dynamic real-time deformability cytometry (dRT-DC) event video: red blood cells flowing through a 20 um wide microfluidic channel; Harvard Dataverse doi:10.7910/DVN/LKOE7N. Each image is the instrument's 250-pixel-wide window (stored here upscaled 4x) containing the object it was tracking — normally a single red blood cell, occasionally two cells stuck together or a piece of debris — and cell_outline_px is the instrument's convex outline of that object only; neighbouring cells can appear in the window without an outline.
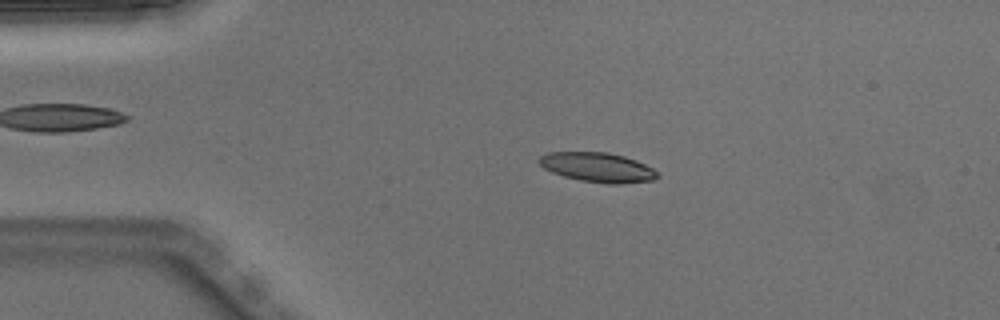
{"species": "Egyptian fruit bat (a non-hibernating species)", "species_latin": "Rousettus aegyptiacus", "temperature_condition": "warm", "stored_images_in_passage": 50, "camera_frame_rate_fps": 3000, "um_per_image_px": 0.085, "animal": {"sex": "male"}, "frame": {"image": 1, "passage_image": 10, "time_ms": 3.0, "image_size_px": [1000, 320], "cell_outline_px": [[660, 176], [652, 180], [620, 184], [608, 184], [580, 180], [564, 176], [552, 172], [544, 168], [536, 160], [540, 156], [548, 152], [608, 152], [624, 156], [636, 160], [652, 168]], "centroid_in_image_um": [50.78, 14.22], "position_along_channel_um": 34.2, "area_um2": 20.35}}
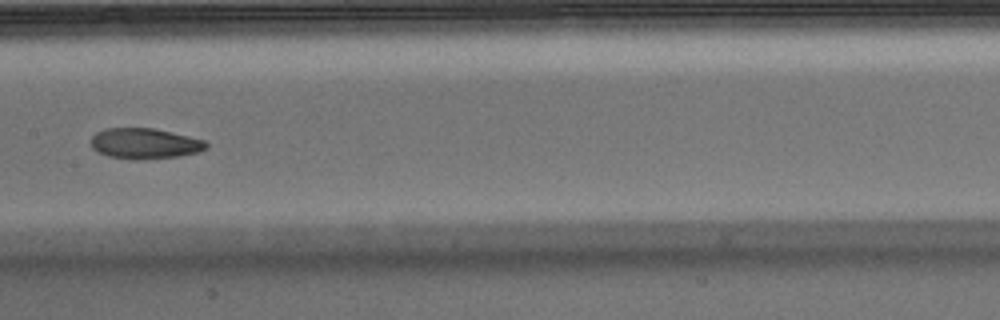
{"frame": {"image": 2, "passage_image": 25, "time_ms": 8.0, "image_size_px": [1000, 320], "cell_outline_px": [[208, 148], [200, 152], [180, 156], [144, 160], [132, 160], [108, 156], [96, 152], [92, 148], [92, 136], [96, 132], [104, 128], [152, 128], [188, 136], [204, 140], [208, 144]], "centroid_in_image_um": [12.3, 12.22], "position_along_channel_um": 195.1, "area_um2": 20.81}}
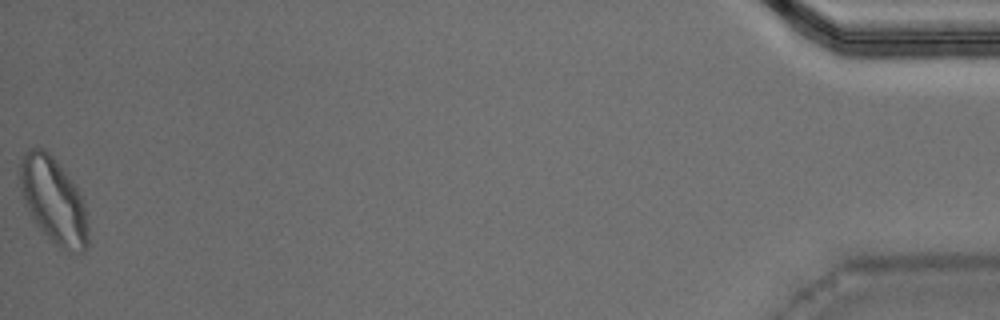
{"frame": {"image": 3, "passage_image": 50, "time_ms": 16.333, "image_size_px": [1000, 320], "cell_outline_px": [[88, 244], [84, 252], [72, 256], [60, 248], [32, 220], [28, 212], [20, 188], [20, 160], [24, 152], [28, 148], [44, 148], [52, 156], [80, 192], [84, 200], [88, 212]], "centroid_in_image_um": [4.58, 17.09], "position_along_channel_um": 430.6, "area_um2": 34.62}, "authors_computed_cell_mechanics": {"area_um2": 21.0103, "velocity_mm_per_s": 4.0013, "shape_relaxation_time_tau1_ms": 4.1469, "shape_relaxation_time_tau2_ms": 4.1508, "deformation_change_tau1": 0.1472, "deformation_change_tau2": 0.0878}}